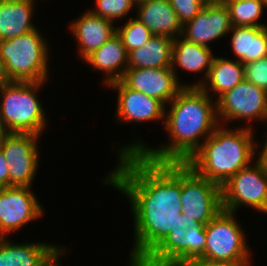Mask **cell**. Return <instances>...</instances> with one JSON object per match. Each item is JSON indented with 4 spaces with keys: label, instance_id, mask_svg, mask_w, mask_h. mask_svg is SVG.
Returning a JSON list of instances; mask_svg holds the SVG:
<instances>
[{
    "label": "cell",
    "instance_id": "obj_29",
    "mask_svg": "<svg viewBox=\"0 0 267 266\" xmlns=\"http://www.w3.org/2000/svg\"><path fill=\"white\" fill-rule=\"evenodd\" d=\"M244 79L267 92V57L245 64Z\"/></svg>",
    "mask_w": 267,
    "mask_h": 266
},
{
    "label": "cell",
    "instance_id": "obj_18",
    "mask_svg": "<svg viewBox=\"0 0 267 266\" xmlns=\"http://www.w3.org/2000/svg\"><path fill=\"white\" fill-rule=\"evenodd\" d=\"M33 2L34 0H0V41L36 29L31 23Z\"/></svg>",
    "mask_w": 267,
    "mask_h": 266
},
{
    "label": "cell",
    "instance_id": "obj_36",
    "mask_svg": "<svg viewBox=\"0 0 267 266\" xmlns=\"http://www.w3.org/2000/svg\"><path fill=\"white\" fill-rule=\"evenodd\" d=\"M10 133L8 128L6 127L4 121L2 120V116L0 113V143L6 138V136Z\"/></svg>",
    "mask_w": 267,
    "mask_h": 266
},
{
    "label": "cell",
    "instance_id": "obj_8",
    "mask_svg": "<svg viewBox=\"0 0 267 266\" xmlns=\"http://www.w3.org/2000/svg\"><path fill=\"white\" fill-rule=\"evenodd\" d=\"M221 195L223 210L235 213L248 205L267 214V169L257 160L240 169L221 186Z\"/></svg>",
    "mask_w": 267,
    "mask_h": 266
},
{
    "label": "cell",
    "instance_id": "obj_16",
    "mask_svg": "<svg viewBox=\"0 0 267 266\" xmlns=\"http://www.w3.org/2000/svg\"><path fill=\"white\" fill-rule=\"evenodd\" d=\"M136 19L144 24L153 35L175 39L181 36L182 25L169 0H145L137 5Z\"/></svg>",
    "mask_w": 267,
    "mask_h": 266
},
{
    "label": "cell",
    "instance_id": "obj_10",
    "mask_svg": "<svg viewBox=\"0 0 267 266\" xmlns=\"http://www.w3.org/2000/svg\"><path fill=\"white\" fill-rule=\"evenodd\" d=\"M217 116L225 121L267 119V92L245 79L216 101Z\"/></svg>",
    "mask_w": 267,
    "mask_h": 266
},
{
    "label": "cell",
    "instance_id": "obj_25",
    "mask_svg": "<svg viewBox=\"0 0 267 266\" xmlns=\"http://www.w3.org/2000/svg\"><path fill=\"white\" fill-rule=\"evenodd\" d=\"M223 2L229 9L233 26L267 27L258 23L265 7L263 0H223Z\"/></svg>",
    "mask_w": 267,
    "mask_h": 266
},
{
    "label": "cell",
    "instance_id": "obj_22",
    "mask_svg": "<svg viewBox=\"0 0 267 266\" xmlns=\"http://www.w3.org/2000/svg\"><path fill=\"white\" fill-rule=\"evenodd\" d=\"M213 56L210 47L195 44L185 38L180 41V38L178 39L176 37L173 40L171 67L174 70L176 78V65L184 70L192 72L207 68L204 76L206 78L214 58Z\"/></svg>",
    "mask_w": 267,
    "mask_h": 266
},
{
    "label": "cell",
    "instance_id": "obj_6",
    "mask_svg": "<svg viewBox=\"0 0 267 266\" xmlns=\"http://www.w3.org/2000/svg\"><path fill=\"white\" fill-rule=\"evenodd\" d=\"M181 205L186 229L207 225L223 208L221 187L181 163Z\"/></svg>",
    "mask_w": 267,
    "mask_h": 266
},
{
    "label": "cell",
    "instance_id": "obj_9",
    "mask_svg": "<svg viewBox=\"0 0 267 266\" xmlns=\"http://www.w3.org/2000/svg\"><path fill=\"white\" fill-rule=\"evenodd\" d=\"M38 138L32 133L10 132L0 143L9 166V187H31L39 166Z\"/></svg>",
    "mask_w": 267,
    "mask_h": 266
},
{
    "label": "cell",
    "instance_id": "obj_35",
    "mask_svg": "<svg viewBox=\"0 0 267 266\" xmlns=\"http://www.w3.org/2000/svg\"><path fill=\"white\" fill-rule=\"evenodd\" d=\"M265 121H267V119ZM257 156H259V158H257V161L267 169V138L262 151L258 152Z\"/></svg>",
    "mask_w": 267,
    "mask_h": 266
},
{
    "label": "cell",
    "instance_id": "obj_31",
    "mask_svg": "<svg viewBox=\"0 0 267 266\" xmlns=\"http://www.w3.org/2000/svg\"><path fill=\"white\" fill-rule=\"evenodd\" d=\"M249 261H213L196 259L189 266H249Z\"/></svg>",
    "mask_w": 267,
    "mask_h": 266
},
{
    "label": "cell",
    "instance_id": "obj_21",
    "mask_svg": "<svg viewBox=\"0 0 267 266\" xmlns=\"http://www.w3.org/2000/svg\"><path fill=\"white\" fill-rule=\"evenodd\" d=\"M173 38L154 35L143 47L128 52V68H165L172 65Z\"/></svg>",
    "mask_w": 267,
    "mask_h": 266
},
{
    "label": "cell",
    "instance_id": "obj_17",
    "mask_svg": "<svg viewBox=\"0 0 267 266\" xmlns=\"http://www.w3.org/2000/svg\"><path fill=\"white\" fill-rule=\"evenodd\" d=\"M84 61L95 69L105 73L106 85L119 81L128 69V52L123 46L120 37L115 33L100 48L88 55ZM123 68V69H121ZM119 69V70H118Z\"/></svg>",
    "mask_w": 267,
    "mask_h": 266
},
{
    "label": "cell",
    "instance_id": "obj_1",
    "mask_svg": "<svg viewBox=\"0 0 267 266\" xmlns=\"http://www.w3.org/2000/svg\"><path fill=\"white\" fill-rule=\"evenodd\" d=\"M119 157L106 183L131 202L135 244L130 265H139L170 233L186 229L181 205V163H158L142 154Z\"/></svg>",
    "mask_w": 267,
    "mask_h": 266
},
{
    "label": "cell",
    "instance_id": "obj_33",
    "mask_svg": "<svg viewBox=\"0 0 267 266\" xmlns=\"http://www.w3.org/2000/svg\"><path fill=\"white\" fill-rule=\"evenodd\" d=\"M63 251H65L63 247L56 249L41 266H59L57 265V260L64 254Z\"/></svg>",
    "mask_w": 267,
    "mask_h": 266
},
{
    "label": "cell",
    "instance_id": "obj_4",
    "mask_svg": "<svg viewBox=\"0 0 267 266\" xmlns=\"http://www.w3.org/2000/svg\"><path fill=\"white\" fill-rule=\"evenodd\" d=\"M41 36L36 28L0 41V56L12 81L46 82L49 51Z\"/></svg>",
    "mask_w": 267,
    "mask_h": 266
},
{
    "label": "cell",
    "instance_id": "obj_11",
    "mask_svg": "<svg viewBox=\"0 0 267 266\" xmlns=\"http://www.w3.org/2000/svg\"><path fill=\"white\" fill-rule=\"evenodd\" d=\"M30 188H0V238L42 216V207Z\"/></svg>",
    "mask_w": 267,
    "mask_h": 266
},
{
    "label": "cell",
    "instance_id": "obj_27",
    "mask_svg": "<svg viewBox=\"0 0 267 266\" xmlns=\"http://www.w3.org/2000/svg\"><path fill=\"white\" fill-rule=\"evenodd\" d=\"M205 226L200 224L186 229L184 236V266H189L194 260L204 256L206 244Z\"/></svg>",
    "mask_w": 267,
    "mask_h": 266
},
{
    "label": "cell",
    "instance_id": "obj_20",
    "mask_svg": "<svg viewBox=\"0 0 267 266\" xmlns=\"http://www.w3.org/2000/svg\"><path fill=\"white\" fill-rule=\"evenodd\" d=\"M0 238V266H41L58 249L46 243L14 244Z\"/></svg>",
    "mask_w": 267,
    "mask_h": 266
},
{
    "label": "cell",
    "instance_id": "obj_23",
    "mask_svg": "<svg viewBox=\"0 0 267 266\" xmlns=\"http://www.w3.org/2000/svg\"><path fill=\"white\" fill-rule=\"evenodd\" d=\"M244 80V65L239 61L214 57L206 81L218 98Z\"/></svg>",
    "mask_w": 267,
    "mask_h": 266
},
{
    "label": "cell",
    "instance_id": "obj_28",
    "mask_svg": "<svg viewBox=\"0 0 267 266\" xmlns=\"http://www.w3.org/2000/svg\"><path fill=\"white\" fill-rule=\"evenodd\" d=\"M96 9L89 10L96 16L111 20L120 19L126 16L131 10L133 2L131 0H96Z\"/></svg>",
    "mask_w": 267,
    "mask_h": 266
},
{
    "label": "cell",
    "instance_id": "obj_19",
    "mask_svg": "<svg viewBox=\"0 0 267 266\" xmlns=\"http://www.w3.org/2000/svg\"><path fill=\"white\" fill-rule=\"evenodd\" d=\"M231 44L243 64L267 57V27L233 26Z\"/></svg>",
    "mask_w": 267,
    "mask_h": 266
},
{
    "label": "cell",
    "instance_id": "obj_38",
    "mask_svg": "<svg viewBox=\"0 0 267 266\" xmlns=\"http://www.w3.org/2000/svg\"><path fill=\"white\" fill-rule=\"evenodd\" d=\"M133 2V4H135L136 6L140 3H142L145 0H131Z\"/></svg>",
    "mask_w": 267,
    "mask_h": 266
},
{
    "label": "cell",
    "instance_id": "obj_7",
    "mask_svg": "<svg viewBox=\"0 0 267 266\" xmlns=\"http://www.w3.org/2000/svg\"><path fill=\"white\" fill-rule=\"evenodd\" d=\"M206 244L201 259L249 261L250 252L234 212L221 210L206 226Z\"/></svg>",
    "mask_w": 267,
    "mask_h": 266
},
{
    "label": "cell",
    "instance_id": "obj_24",
    "mask_svg": "<svg viewBox=\"0 0 267 266\" xmlns=\"http://www.w3.org/2000/svg\"><path fill=\"white\" fill-rule=\"evenodd\" d=\"M185 234L186 229L170 231L138 266H184Z\"/></svg>",
    "mask_w": 267,
    "mask_h": 266
},
{
    "label": "cell",
    "instance_id": "obj_32",
    "mask_svg": "<svg viewBox=\"0 0 267 266\" xmlns=\"http://www.w3.org/2000/svg\"><path fill=\"white\" fill-rule=\"evenodd\" d=\"M8 163L0 147V188L9 187Z\"/></svg>",
    "mask_w": 267,
    "mask_h": 266
},
{
    "label": "cell",
    "instance_id": "obj_15",
    "mask_svg": "<svg viewBox=\"0 0 267 266\" xmlns=\"http://www.w3.org/2000/svg\"><path fill=\"white\" fill-rule=\"evenodd\" d=\"M71 32L79 43V54L83 59L100 48L115 33L113 21L86 12L71 24Z\"/></svg>",
    "mask_w": 267,
    "mask_h": 266
},
{
    "label": "cell",
    "instance_id": "obj_5",
    "mask_svg": "<svg viewBox=\"0 0 267 266\" xmlns=\"http://www.w3.org/2000/svg\"><path fill=\"white\" fill-rule=\"evenodd\" d=\"M44 82L12 81L0 88V113L10 132L40 135L46 118L36 96Z\"/></svg>",
    "mask_w": 267,
    "mask_h": 266
},
{
    "label": "cell",
    "instance_id": "obj_2",
    "mask_svg": "<svg viewBox=\"0 0 267 266\" xmlns=\"http://www.w3.org/2000/svg\"><path fill=\"white\" fill-rule=\"evenodd\" d=\"M199 82L183 87L170 102V111L165 113V128L171 137L169 145L158 149L137 142L125 146L121 155L142 154L146 159L158 163H186L204 141L218 127L216 101H211L208 83ZM207 86V88H206ZM206 135V137H205ZM205 137V138H204Z\"/></svg>",
    "mask_w": 267,
    "mask_h": 266
},
{
    "label": "cell",
    "instance_id": "obj_26",
    "mask_svg": "<svg viewBox=\"0 0 267 266\" xmlns=\"http://www.w3.org/2000/svg\"><path fill=\"white\" fill-rule=\"evenodd\" d=\"M116 33L127 52L143 47L154 36L144 24L132 18H129L124 26L117 27Z\"/></svg>",
    "mask_w": 267,
    "mask_h": 266
},
{
    "label": "cell",
    "instance_id": "obj_34",
    "mask_svg": "<svg viewBox=\"0 0 267 266\" xmlns=\"http://www.w3.org/2000/svg\"><path fill=\"white\" fill-rule=\"evenodd\" d=\"M11 82L12 80L7 72L6 64L0 56V88Z\"/></svg>",
    "mask_w": 267,
    "mask_h": 266
},
{
    "label": "cell",
    "instance_id": "obj_14",
    "mask_svg": "<svg viewBox=\"0 0 267 266\" xmlns=\"http://www.w3.org/2000/svg\"><path fill=\"white\" fill-rule=\"evenodd\" d=\"M108 86L118 89L117 119L126 122L163 120L166 107L158 99L128 88L121 80Z\"/></svg>",
    "mask_w": 267,
    "mask_h": 266
},
{
    "label": "cell",
    "instance_id": "obj_39",
    "mask_svg": "<svg viewBox=\"0 0 267 266\" xmlns=\"http://www.w3.org/2000/svg\"><path fill=\"white\" fill-rule=\"evenodd\" d=\"M265 8L267 7V0H263Z\"/></svg>",
    "mask_w": 267,
    "mask_h": 266
},
{
    "label": "cell",
    "instance_id": "obj_12",
    "mask_svg": "<svg viewBox=\"0 0 267 266\" xmlns=\"http://www.w3.org/2000/svg\"><path fill=\"white\" fill-rule=\"evenodd\" d=\"M121 81L130 89L160 100L165 106L183 87H188L181 85L172 67L128 68Z\"/></svg>",
    "mask_w": 267,
    "mask_h": 266
},
{
    "label": "cell",
    "instance_id": "obj_37",
    "mask_svg": "<svg viewBox=\"0 0 267 266\" xmlns=\"http://www.w3.org/2000/svg\"><path fill=\"white\" fill-rule=\"evenodd\" d=\"M203 5H215L223 2V0H199Z\"/></svg>",
    "mask_w": 267,
    "mask_h": 266
},
{
    "label": "cell",
    "instance_id": "obj_30",
    "mask_svg": "<svg viewBox=\"0 0 267 266\" xmlns=\"http://www.w3.org/2000/svg\"><path fill=\"white\" fill-rule=\"evenodd\" d=\"M169 2L182 26L195 18L204 8L199 0H169Z\"/></svg>",
    "mask_w": 267,
    "mask_h": 266
},
{
    "label": "cell",
    "instance_id": "obj_13",
    "mask_svg": "<svg viewBox=\"0 0 267 266\" xmlns=\"http://www.w3.org/2000/svg\"><path fill=\"white\" fill-rule=\"evenodd\" d=\"M228 7L224 2L215 5H204L195 18L182 26L181 37L195 44L209 47L214 41L232 29ZM183 35V36H182Z\"/></svg>",
    "mask_w": 267,
    "mask_h": 266
},
{
    "label": "cell",
    "instance_id": "obj_3",
    "mask_svg": "<svg viewBox=\"0 0 267 266\" xmlns=\"http://www.w3.org/2000/svg\"><path fill=\"white\" fill-rule=\"evenodd\" d=\"M217 127L186 162L200 176L220 187L240 169L252 165L255 147L250 127Z\"/></svg>",
    "mask_w": 267,
    "mask_h": 266
}]
</instances>
